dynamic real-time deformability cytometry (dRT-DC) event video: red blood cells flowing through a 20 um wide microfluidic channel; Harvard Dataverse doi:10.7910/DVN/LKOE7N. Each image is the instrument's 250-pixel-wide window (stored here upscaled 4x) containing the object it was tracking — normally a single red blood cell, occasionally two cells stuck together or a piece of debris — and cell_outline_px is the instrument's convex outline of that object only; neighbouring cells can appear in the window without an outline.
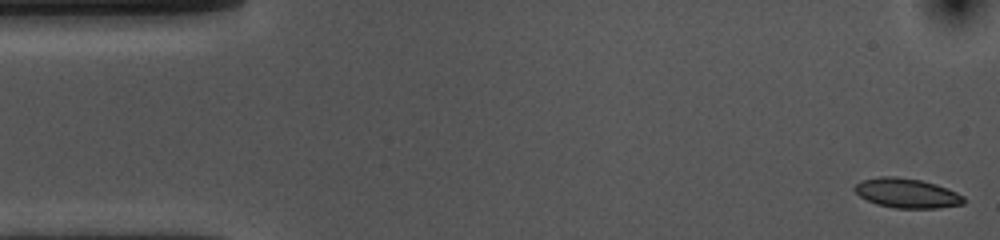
{"species": "common noctule bat (a hibernating species)", "species_latin": "Nyctalus noctula", "temperature_condition": "cold", "stored_images_in_passage": 54, "camera_frame_rate_fps": 3000, "um_per_image_px": 0.085, "animal": {"sex": "female", "body_mass_g": 10.0, "forearm_length_mm": 53.1}, "frame": {"image": 1, "passage_image": 1, "time_ms": 0.0, "image_size_px": [1000, 240], "cell_outline_px": [[964, 204], [940, 208], [896, 208], [876, 204], [860, 196], [852, 188], [860, 180], [880, 176], [896, 176], [920, 180], [936, 184], [948, 188], [964, 196]], "centroid_in_image_um": [77.08, 16.41], "position_along_channel_um": 7.9, "area_um2": 18.9}}
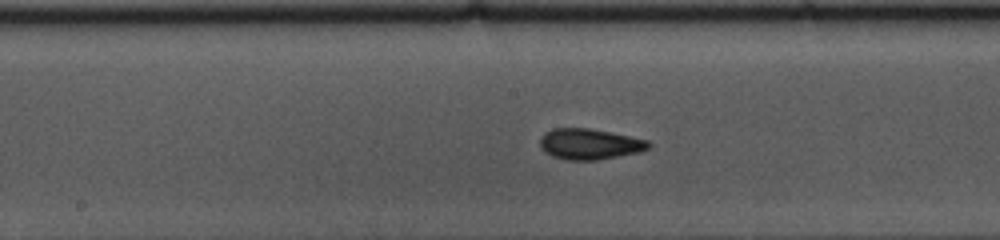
{"frame": {"image": 2, "passage_image": 26, "time_ms": 8.333, "image_size_px": [1000, 240], "cell_outline_px": [[652, 144], [648, 148], [640, 152], [596, 160], [568, 160], [552, 156], [544, 152], [540, 148], [540, 140], [544, 132], [552, 128], [588, 128], [612, 132], [648, 140]], "centroid_in_image_um": [50.1, 12.24], "position_along_channel_um": 198.1, "area_um2": 19.59}}
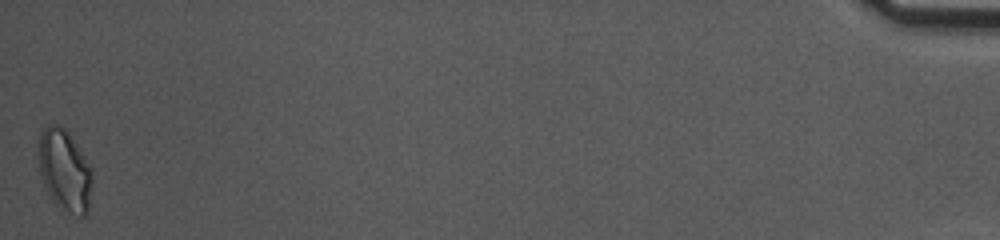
{"frame": {"image": 3, "passage_image": 54, "time_ms": 17.667, "image_size_px": [1000, 240], "cell_outline_px": [[92, 188], [88, 212], [84, 216], [76, 216], [60, 212], [48, 196], [40, 176], [36, 152], [40, 132], [48, 124], [56, 124], [64, 128], [68, 132], [92, 168]], "centroid_in_image_um": [5.46, 14.54], "position_along_channel_um": 429.7, "area_um2": 26.65}, "authors_computed_cell_mechanics": {"area_um2": 18.8717, "velocity_mm_per_s": 3.5922, "shape_relaxation_time_tau1_ms": 4.1493, "shape_relaxation_time_tau2_ms": 1.339, "deformation_change_tau1": 0.1208, "deformation_change_tau2": 0.0579}}